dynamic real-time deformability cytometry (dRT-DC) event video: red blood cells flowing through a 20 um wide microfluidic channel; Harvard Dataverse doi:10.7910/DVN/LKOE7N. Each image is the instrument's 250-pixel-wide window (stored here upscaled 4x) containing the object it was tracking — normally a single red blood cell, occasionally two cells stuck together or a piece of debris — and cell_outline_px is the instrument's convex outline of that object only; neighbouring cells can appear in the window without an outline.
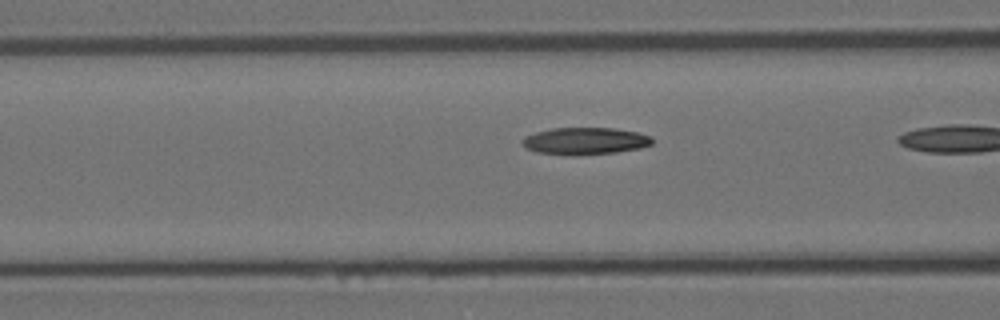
{"species": "Egyptian fruit bat (a non-hibernating species)", "species_latin": "Rousettus aegyptiacus", "temperature_condition": "room temperature", "stored_images_in_passage": 11, "camera_frame_rate_fps": 3000, "um_per_image_px": 0.085, "animal": {"sex": "female"}, "frame": {"image": 1, "passage_image": 10, "time_ms": 3.0, "image_size_px": [1000, 320], "cell_outline_px": [[652, 144], [640, 148], [616, 152], [576, 156], [572, 156], [536, 152], [520, 144], [520, 140], [524, 136], [536, 132], [552, 128], [612, 128], [636, 132], [652, 136]], "centroid_in_image_um": [49.69, 11.99], "position_along_channel_um": 116.9, "area_um2": 20.69}}